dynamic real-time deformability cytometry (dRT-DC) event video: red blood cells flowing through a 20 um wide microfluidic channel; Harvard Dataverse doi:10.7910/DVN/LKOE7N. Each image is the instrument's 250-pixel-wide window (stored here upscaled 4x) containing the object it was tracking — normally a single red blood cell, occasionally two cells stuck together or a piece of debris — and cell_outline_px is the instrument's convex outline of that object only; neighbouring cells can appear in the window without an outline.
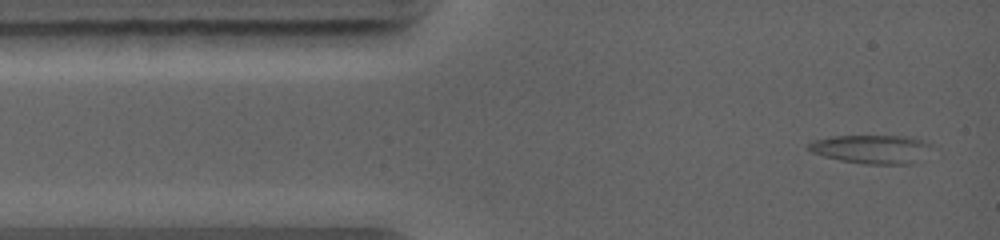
{"species": "common noctule bat (a hibernating species)", "species_latin": "Nyctalus noctula", "temperature_condition": "warm", "stored_images_in_passage": 4, "camera_frame_rate_fps": 5000, "um_per_image_px": 0.085, "animal": {"sex": "female", "body_mass_g": 19.0, "forearm_length_mm": 56.7}, "frame": {"image": 1, "passage_image": 1, "time_ms": 0.0, "image_size_px": [1000, 240], "cell_outline_px": [[932, 144], [912, 164], [864, 164], [840, 160], [824, 156], [812, 152], [808, 148], [808, 144], [812, 140], [832, 136], [908, 136], [928, 140]], "centroid_in_image_um": [74.05, 12.66], "position_along_channel_um": 10.9, "area_um2": 20.4}}
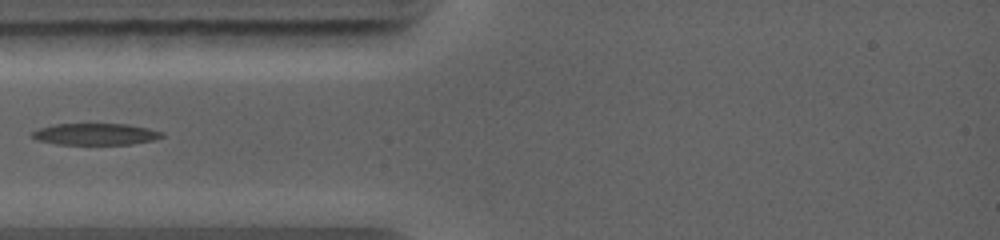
{"frame": {"image": 2, "passage_image": 4, "time_ms": 2.8, "image_size_px": [1000, 240], "cell_outline_px": [[164, 136], [152, 140], [132, 144], [56, 144], [36, 140], [32, 136], [32, 132], [40, 128], [56, 124], [128, 124], [148, 128], [164, 132]], "centroid_in_image_um": [8.13, 11.4], "position_along_channel_um": 76.9, "area_um2": 16.24}}